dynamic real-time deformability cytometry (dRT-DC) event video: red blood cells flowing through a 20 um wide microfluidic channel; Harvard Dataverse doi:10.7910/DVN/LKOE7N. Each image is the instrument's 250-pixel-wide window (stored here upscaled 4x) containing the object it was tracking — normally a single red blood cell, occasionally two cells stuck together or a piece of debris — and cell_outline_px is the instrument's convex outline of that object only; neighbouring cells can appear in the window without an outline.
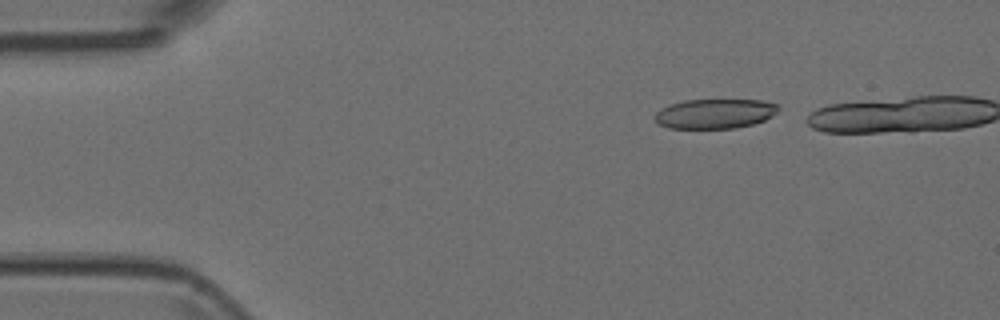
{"species": "Egyptian fruit bat (a non-hibernating species)", "species_latin": "Rousettus aegyptiacus", "temperature_condition": "room temperature", "stored_images_in_passage": 4, "camera_frame_rate_fps": 3000, "um_per_image_px": 0.085, "animal": {"sex": "female"}, "frame": {"image": 1, "passage_image": 1, "time_ms": 0.0, "image_size_px": [1000, 320], "cell_outline_px": [[780, 108], [772, 116], [764, 120], [752, 124], [736, 128], [668, 128], [660, 124], [652, 116], [660, 108], [684, 100], [760, 100], [780, 104]], "centroid_in_image_um": [60.77, 9.66], "position_along_channel_um": 24.2, "area_um2": 21.39}}